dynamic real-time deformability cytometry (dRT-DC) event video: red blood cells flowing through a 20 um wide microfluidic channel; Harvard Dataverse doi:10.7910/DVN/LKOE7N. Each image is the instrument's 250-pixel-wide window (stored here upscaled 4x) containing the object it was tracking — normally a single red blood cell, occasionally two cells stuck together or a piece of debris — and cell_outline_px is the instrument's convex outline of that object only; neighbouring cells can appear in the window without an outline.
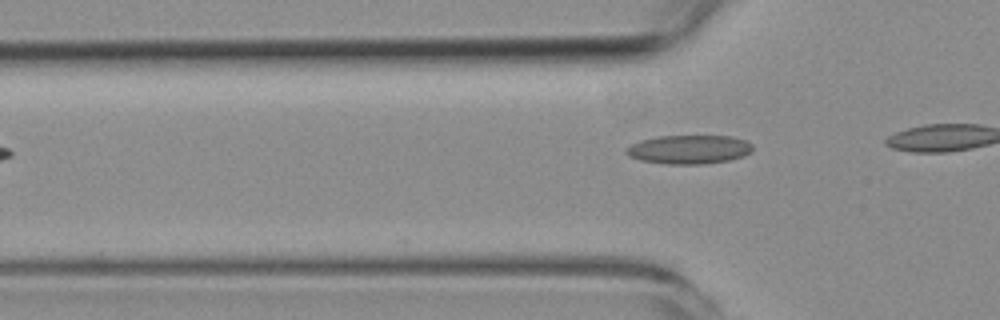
{"species": "common noctule bat (a hibernating species)", "species_latin": "Nyctalus noctula", "temperature_condition": "room temperature", "stored_images_in_passage": 5, "camera_frame_rate_fps": 3000, "um_per_image_px": 0.085, "animal": {"sex": "female", "body_mass_g": 19.3, "forearm_length_mm": 54.1}, "frame": {"image": 1, "passage_image": 4, "time_ms": 3.667, "image_size_px": [1000, 320], "cell_outline_px": [[752, 152], [744, 156], [728, 160], [704, 164], [668, 164], [640, 160], [628, 156], [624, 152], [624, 148], [640, 140], [660, 136], [732, 136], [744, 140], [752, 144]], "centroid_in_image_um": [58.55, 12.7], "position_along_channel_um": 67.3, "area_um2": 21.33}}